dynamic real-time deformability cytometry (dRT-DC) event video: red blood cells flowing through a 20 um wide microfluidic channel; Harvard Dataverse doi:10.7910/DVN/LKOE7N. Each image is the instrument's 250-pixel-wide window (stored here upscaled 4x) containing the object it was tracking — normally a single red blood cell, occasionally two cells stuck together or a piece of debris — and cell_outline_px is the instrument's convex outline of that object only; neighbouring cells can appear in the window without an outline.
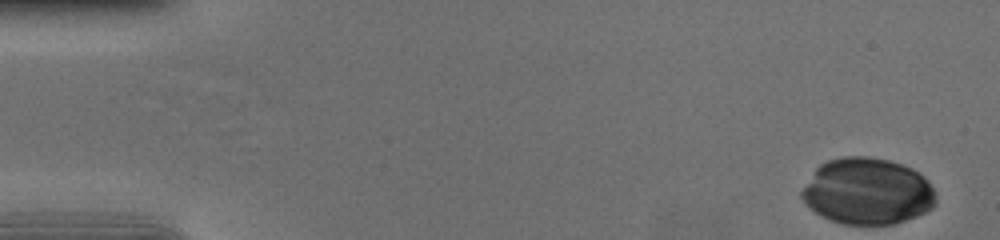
{"species": "human", "species_latin": "Homo sapiens", "temperature_condition": "cold", "stored_images_in_passage": 45, "camera_frame_rate_fps": 3000, "um_per_image_px": 0.085, "donor": {"sex": "female"}, "frame": {"image": 1, "passage_image": 1, "time_ms": 0.0, "image_size_px": [1000, 240], "cell_outline_px": [[936, 204], [932, 208], [916, 216], [892, 224], [844, 224], [820, 216], [800, 196], [800, 192], [816, 168], [820, 164], [828, 160], [844, 156], [868, 156], [888, 160], [912, 168], [920, 172], [928, 180], [936, 196]], "centroid_in_image_um": [73.74, 16.25], "position_along_channel_um": 11.3, "area_um2": 51.79}}
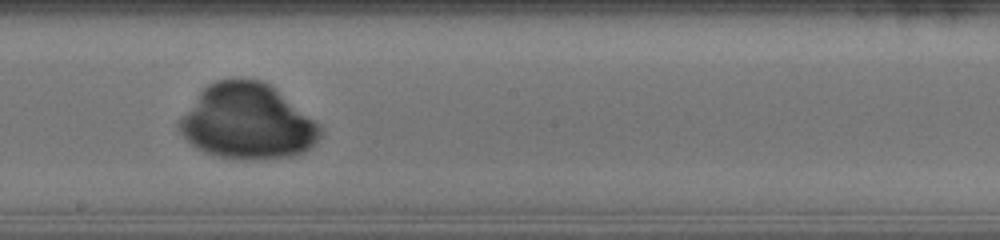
{"frame": {"image": 2, "passage_image": 30, "time_ms": 9.667, "image_size_px": [1000, 240], "cell_outline_px": [[320, 136], [312, 148], [296, 156], [252, 160], [244, 160], [216, 156], [204, 152], [196, 148], [180, 132], [176, 124], [180, 116], [200, 92], [208, 84], [216, 80], [240, 76], [260, 80], [268, 84], [320, 124]], "centroid_in_image_um": [21.0, 10.35], "position_along_channel_um": 227.2, "area_um2": 62.19}}
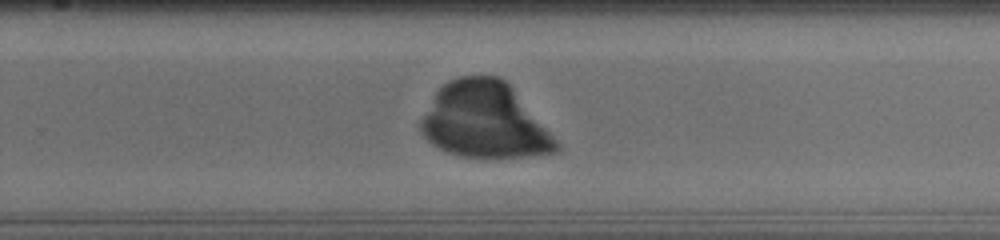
{"frame": {"image": 3, "passage_image": 35, "time_ms": 11.333, "image_size_px": [1000, 240], "cell_outline_px": [[560, 148], [556, 152], [524, 156], [460, 156], [448, 152], [432, 144], [420, 132], [420, 120], [436, 92], [448, 80], [460, 76], [500, 76], [512, 88], [560, 144]], "centroid_in_image_um": [41.16, 10.23], "position_along_channel_um": 288.6, "area_um2": 58.72}}